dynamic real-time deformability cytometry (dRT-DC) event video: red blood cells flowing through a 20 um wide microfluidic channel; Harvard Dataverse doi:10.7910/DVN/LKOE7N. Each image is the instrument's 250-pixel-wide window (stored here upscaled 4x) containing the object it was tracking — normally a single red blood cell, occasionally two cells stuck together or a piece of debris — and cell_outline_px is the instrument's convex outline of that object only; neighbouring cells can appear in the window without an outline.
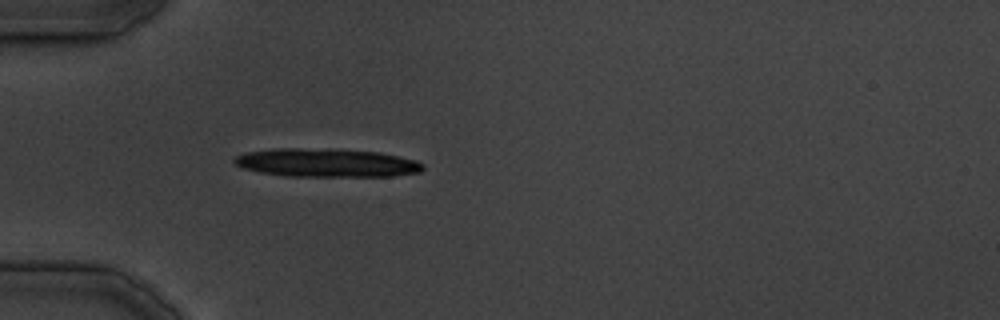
{"species": "common noctule bat (a hibernating species)", "species_latin": "Nyctalus noctula", "temperature_condition": "cold", "stored_images_in_passage": 23, "camera_frame_rate_fps": 3000, "um_per_image_px": 0.085, "animal": {"sex": "male", "body_mass_g": 19.5, "forearm_length_mm": 54.6}, "frame": {"image": 1, "passage_image": 1, "time_ms": 0.0, "image_size_px": [1000, 320], "cell_outline_px": [[424, 168], [420, 172], [392, 176], [288, 176], [260, 172], [240, 168], [232, 160], [236, 156], [248, 152], [272, 148], [328, 148], [380, 152], [416, 160], [424, 164]], "centroid_in_image_um": [27.75, 13.83], "position_along_channel_um": 57.3, "area_um2": 31.5}}